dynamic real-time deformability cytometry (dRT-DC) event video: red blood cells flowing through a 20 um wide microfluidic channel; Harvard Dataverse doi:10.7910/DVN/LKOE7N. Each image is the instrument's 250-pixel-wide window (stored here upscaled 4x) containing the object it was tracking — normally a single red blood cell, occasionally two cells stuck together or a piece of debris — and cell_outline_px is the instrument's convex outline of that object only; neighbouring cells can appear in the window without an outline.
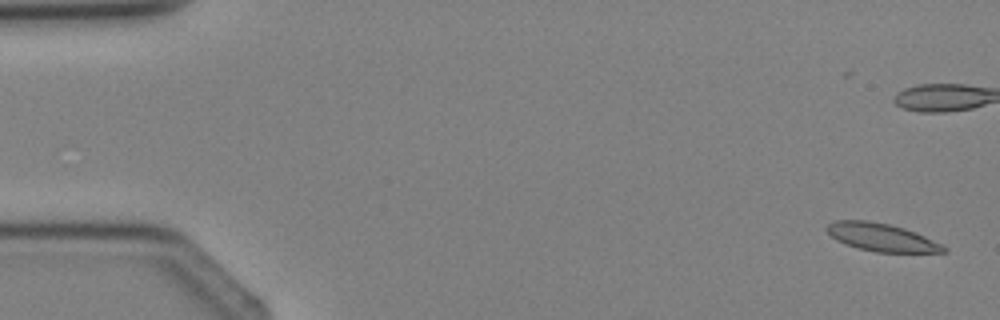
{"species": "Egyptian fruit bat (a non-hibernating species)", "species_latin": "Rousettus aegyptiacus", "temperature_condition": "cold", "stored_images_in_passage": 3, "segment_of_instrument_passage": [2, 2], "camera_frame_rate_fps": 3000, "um_per_image_px": 0.085, "animal": {"sex": "female"}, "frame": {"image": 1, "passage_image": 3, "time_ms": 2.667, "image_size_px": [1000, 320], "cell_outline_px": [[948, 252], [876, 252], [860, 248], [836, 240], [824, 228], [828, 224], [836, 220], [868, 220], [888, 224], [904, 228], [916, 232], [944, 244], [948, 248]], "centroid_in_image_um": [74.98, 20.16], "position_along_channel_um": 10.0, "area_um2": 18.96}}